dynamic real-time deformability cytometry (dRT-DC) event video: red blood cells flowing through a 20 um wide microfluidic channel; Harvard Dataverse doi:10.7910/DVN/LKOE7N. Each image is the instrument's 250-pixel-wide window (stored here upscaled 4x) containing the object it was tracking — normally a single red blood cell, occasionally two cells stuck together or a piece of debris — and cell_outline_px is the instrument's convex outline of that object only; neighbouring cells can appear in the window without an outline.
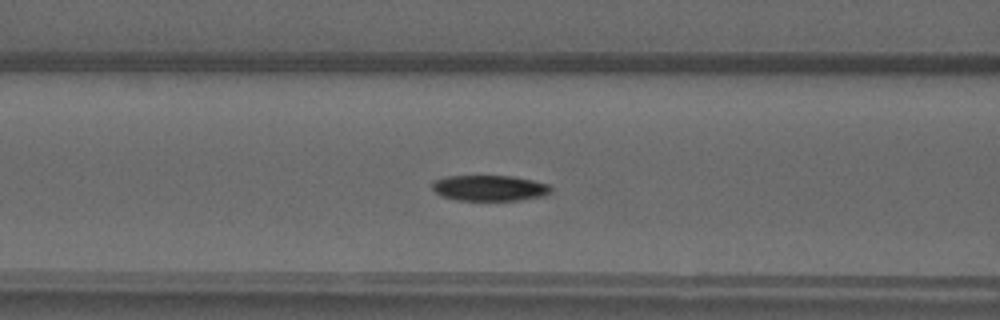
{"species": "common noctule bat (a hibernating species)", "species_latin": "Nyctalus noctula", "temperature_condition": "warm", "stored_images_in_passage": 37, "camera_frame_rate_fps": 3000, "um_per_image_px": 0.085, "animal": {"sex": "male", "forearm_length_mm": 52.5}, "frame": {"image": 1, "passage_image": 7, "time_ms": 2.0, "image_size_px": [1000, 320], "cell_outline_px": [[552, 192], [544, 196], [520, 200], [456, 200], [440, 196], [432, 188], [432, 184], [436, 180], [448, 176], [512, 176], [532, 180], [548, 184], [552, 188]], "centroid_in_image_um": [41.63, 15.99], "position_along_channel_um": 125.0, "area_um2": 17.8}}
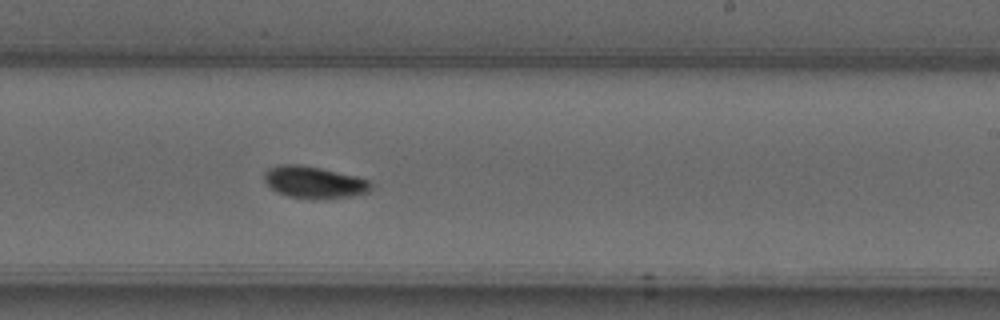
{"frame": {"image": 2, "passage_image": 17, "time_ms": 5.333, "image_size_px": [1000, 320], "cell_outline_px": [[372, 188], [368, 192], [352, 196], [312, 200], [288, 196], [276, 192], [264, 180], [264, 172], [268, 168], [280, 164], [300, 164], [320, 168], [356, 176], [368, 180], [372, 184]], "centroid_in_image_um": [26.69, 15.5], "position_along_channel_um": 262.3, "area_um2": 20.0}}
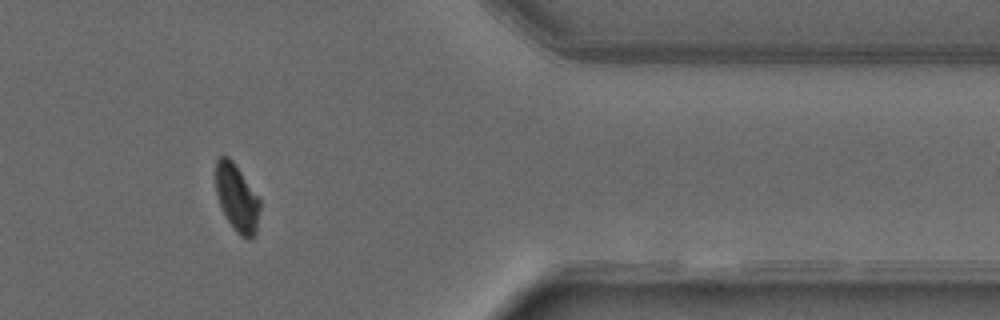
{"frame": {"image": 3, "passage_image": 28, "time_ms": 9.0, "image_size_px": [1000, 320], "cell_outline_px": [[260, 208], [256, 232], [248, 240], [240, 236], [236, 232], [228, 220], [220, 204], [216, 192], [216, 160], [220, 156], [228, 156], [232, 160], [260, 200]], "centroid_in_image_um": [20.14, 16.83], "position_along_channel_um": 391.3, "area_um2": 16.99}}